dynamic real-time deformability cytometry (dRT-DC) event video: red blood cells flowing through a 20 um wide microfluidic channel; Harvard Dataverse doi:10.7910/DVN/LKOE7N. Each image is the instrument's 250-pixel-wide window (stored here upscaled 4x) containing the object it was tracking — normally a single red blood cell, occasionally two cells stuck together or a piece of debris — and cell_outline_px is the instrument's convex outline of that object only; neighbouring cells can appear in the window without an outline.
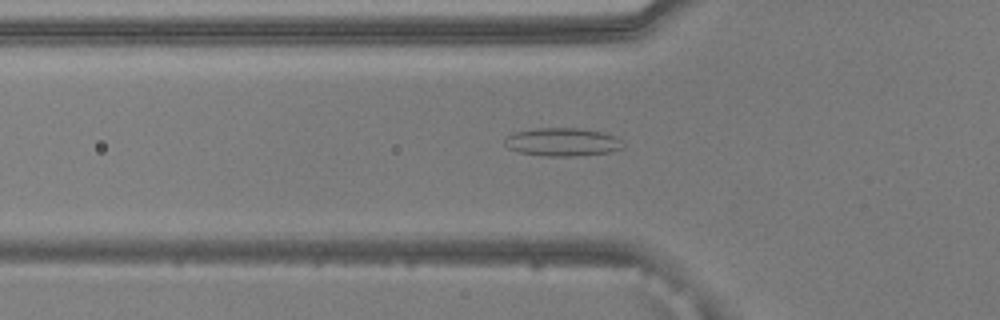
{"species": "common noctule bat (a hibernating species)", "species_latin": "Nyctalus noctula", "temperature_condition": "warm", "stored_images_in_passage": 53, "camera_frame_rate_fps": 3000, "um_per_image_px": 0.085, "animal": {"sex": "male", "body_mass_g": 20.5, "forearm_length_mm": 52.5}, "frame": {"image": 1, "passage_image": 18, "time_ms": 5.667, "image_size_px": [1000, 320], "cell_outline_px": [[624, 148], [608, 152], [572, 156], [548, 156], [520, 152], [508, 148], [504, 144], [504, 140], [508, 136], [516, 132], [536, 128], [580, 128], [600, 132], [616, 136], [624, 144]], "centroid_in_image_um": [47.82, 12.07], "position_along_channel_um": 78.0, "area_um2": 19.25}}
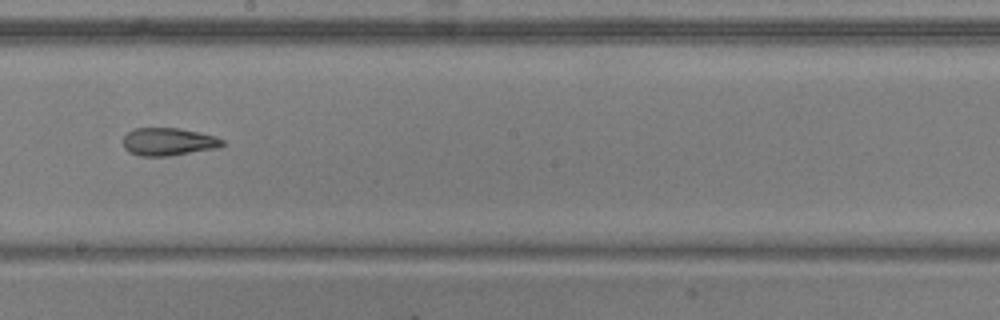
{"frame": {"image": 2, "passage_image": 30, "time_ms": 9.667, "image_size_px": [1000, 320], "cell_outline_px": [[224, 144], [220, 148], [168, 156], [140, 156], [128, 152], [124, 148], [124, 136], [132, 128], [180, 128], [200, 132], [216, 136], [224, 140]], "centroid_in_image_um": [14.34, 12.05], "position_along_channel_um": 233.9, "area_um2": 16.3}}
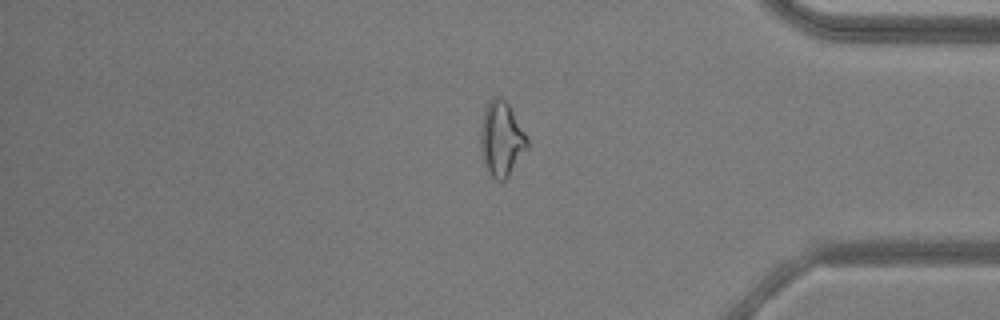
{"frame": {"image": 3, "passage_image": 44, "time_ms": 14.333, "image_size_px": [1000, 320], "cell_outline_px": [[528, 148], [508, 176], [504, 180], [496, 180], [488, 172], [484, 164], [480, 144], [480, 136], [484, 108], [488, 100], [492, 96], [500, 96], [508, 104], [524, 132], [528, 140]], "centroid_in_image_um": [42.6, 11.79], "position_along_channel_um": 392.6, "area_um2": 20.17}, "authors_computed_cell_mechanics": {"area_um2": 19.8254, "velocity_mm_per_s": 3.8671, "shape_relaxation_time_tau1_ms": null, "shape_relaxation_time_tau2_ms": 4.8883, "deformation_change_tau1": null, "deformation_change_tau2": 0.1478}}